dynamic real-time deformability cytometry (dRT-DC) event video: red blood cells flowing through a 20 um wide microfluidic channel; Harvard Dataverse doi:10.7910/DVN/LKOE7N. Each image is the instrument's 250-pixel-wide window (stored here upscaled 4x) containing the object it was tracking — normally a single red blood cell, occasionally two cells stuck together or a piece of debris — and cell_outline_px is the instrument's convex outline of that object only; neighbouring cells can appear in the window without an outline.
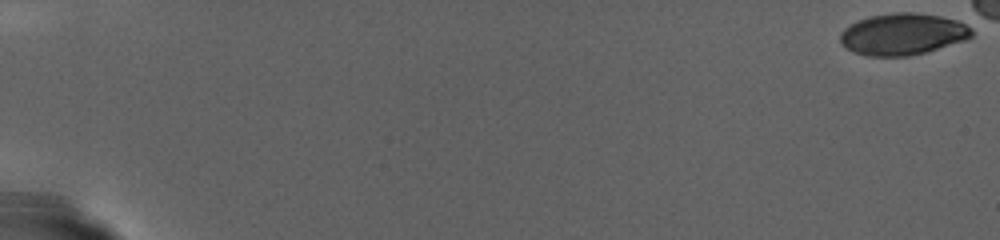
{"species": "human", "species_latin": "Homo sapiens", "temperature_condition": "warm", "stored_images_in_passage": 86, "camera_frame_rate_fps": 3000, "um_per_image_px": 0.085, "donor": {"sex": "female"}, "frame": {"image": 1, "passage_image": 1, "time_ms": 0.0, "image_size_px": [1000, 240], "cell_outline_px": [[972, 36], [964, 40], [924, 52], [908, 56], [868, 56], [856, 52], [840, 44], [840, 32], [844, 28], [868, 16], [892, 12], [916, 12], [940, 16], [956, 20], [964, 24], [972, 32]], "centroid_in_image_um": [76.69, 2.89], "position_along_channel_um": 8.3, "area_um2": 31.56}}
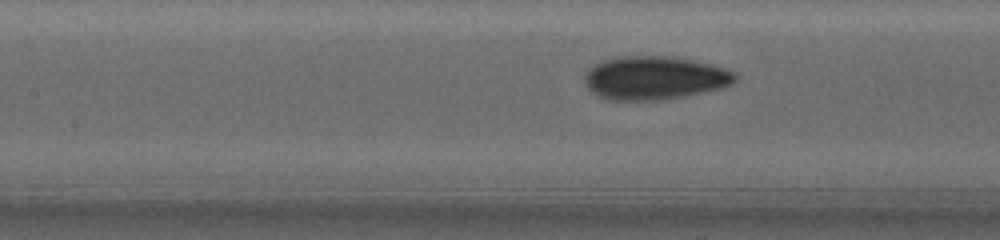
{"frame": {"image": 2, "passage_image": 50, "time_ms": 16.333, "image_size_px": [1000, 240], "cell_outline_px": [[736, 80], [732, 84], [720, 88], [684, 96], [656, 100], [608, 100], [596, 96], [588, 88], [584, 80], [584, 76], [588, 68], [604, 60], [620, 56], [664, 56], [692, 60], [712, 64], [736, 72]], "centroid_in_image_um": [55.61, 6.62], "position_along_channel_um": 151.8, "area_um2": 38.03}}
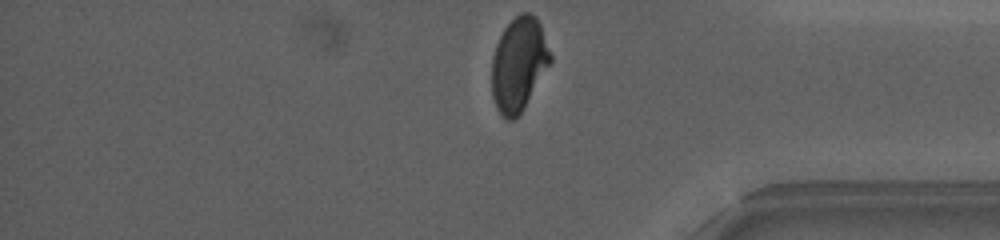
{"frame": {"image": 3, "passage_image": 86, "time_ms": 28.333, "image_size_px": [1000, 240], "cell_outline_px": [[552, 60], [524, 108], [512, 120], [508, 120], [496, 108], [492, 96], [492, 56], [496, 44], [504, 28], [520, 12], [532, 12], [536, 16], [540, 24], [552, 56]], "centroid_in_image_um": [44.09, 5.43], "position_along_channel_um": 391.1, "area_um2": 31.85}}